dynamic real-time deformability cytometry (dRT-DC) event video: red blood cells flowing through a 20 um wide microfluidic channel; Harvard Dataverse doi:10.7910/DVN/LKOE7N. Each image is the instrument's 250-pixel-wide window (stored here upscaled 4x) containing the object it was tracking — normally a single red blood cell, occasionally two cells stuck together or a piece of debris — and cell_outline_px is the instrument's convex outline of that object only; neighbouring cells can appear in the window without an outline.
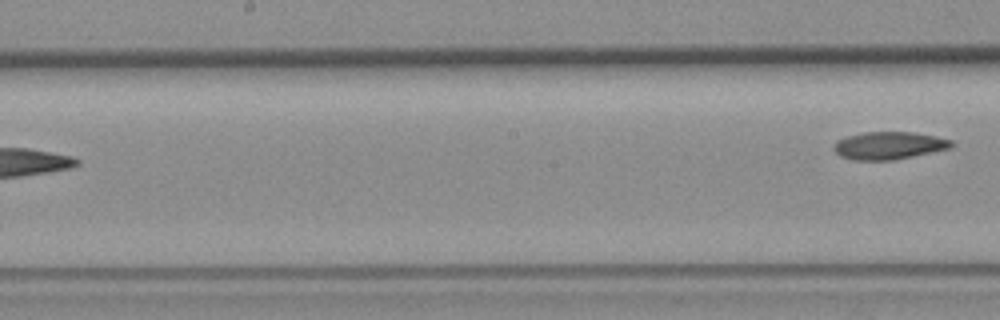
{"species": "common noctule bat (a hibernating species)", "species_latin": "Nyctalus noctula", "temperature_condition": "room temperature", "stored_images_in_passage": 8, "segment_of_instrument_passage": [2, 2], "camera_frame_rate_fps": 3000, "um_per_image_px": 0.085, "animal": {"sex": "female", "body_mass_g": 19.3, "forearm_length_mm": 54.1}, "frame": {"image": 1, "passage_image": 8, "time_ms": 9.333, "image_size_px": [1000, 320], "cell_outline_px": [[956, 144], [952, 148], [892, 160], [852, 160], [840, 156], [832, 148], [836, 140], [848, 136], [864, 132], [912, 132], [936, 136], [952, 140]], "centroid_in_image_um": [75.57, 12.37], "position_along_channel_um": 172.6, "area_um2": 19.02}}